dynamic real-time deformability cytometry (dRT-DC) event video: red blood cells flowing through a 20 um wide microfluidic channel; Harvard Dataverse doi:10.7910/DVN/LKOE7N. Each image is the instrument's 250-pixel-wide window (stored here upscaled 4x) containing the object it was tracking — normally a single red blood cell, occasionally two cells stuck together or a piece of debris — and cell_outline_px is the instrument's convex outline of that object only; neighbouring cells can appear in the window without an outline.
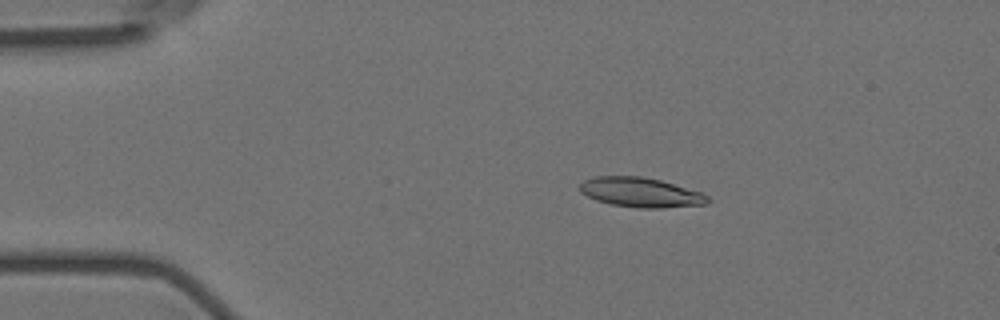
{"species": "Egyptian fruit bat (a non-hibernating species)", "species_latin": "Rousettus aegyptiacus", "temperature_condition": "room temperature", "stored_images_in_passage": 48, "camera_frame_rate_fps": 3000, "um_per_image_px": 0.085, "animal": {"sex": "female"}, "frame": {"image": 1, "passage_image": 2, "time_ms": 0.333, "image_size_px": [1000, 320], "cell_outline_px": [[712, 200], [708, 204], [664, 208], [636, 208], [612, 204], [596, 200], [580, 192], [580, 184], [584, 180], [596, 176], [640, 176], [660, 180], [704, 192]], "centroid_in_image_um": [54.52, 16.36], "position_along_channel_um": 30.5, "area_um2": 22.31}}
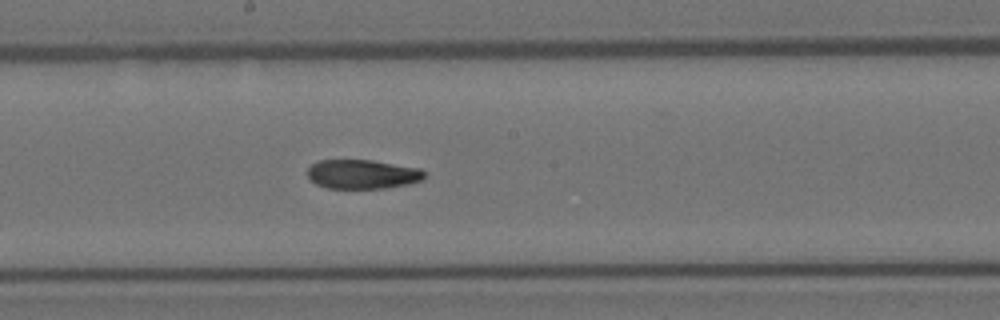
{"frame": {"image": 2, "passage_image": 22, "time_ms": 7.0, "image_size_px": [1000, 320], "cell_outline_px": [[424, 176], [420, 180], [408, 184], [384, 188], [328, 188], [316, 184], [308, 176], [308, 168], [312, 164], [320, 160], [372, 160], [420, 168], [424, 172]], "centroid_in_image_um": [30.79, 14.8], "position_along_channel_um": 217.4, "area_um2": 19.71}}
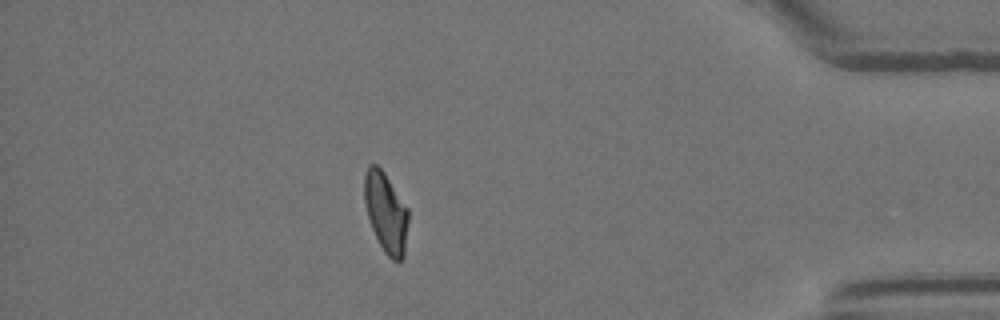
{"frame": {"image": 3, "passage_image": 41, "time_ms": 13.333, "image_size_px": [1000, 320], "cell_outline_px": [[408, 220], [404, 256], [400, 260], [392, 260], [384, 252], [372, 228], [368, 216], [364, 200], [364, 176], [368, 164], [376, 164], [384, 172], [408, 208]], "centroid_in_image_um": [32.8, 18.03], "position_along_channel_um": 402.4, "area_um2": 20.35}, "authors_computed_cell_mechanics": {"area_um2": 20.9525, "velocity_mm_per_s": 3.5902, "shape_relaxation_time_tau1_ms": 7.5452, "shape_relaxation_time_tau2_ms": 3.0442, "deformation_change_tau1": 0.2304, "deformation_change_tau2": 0.092}}